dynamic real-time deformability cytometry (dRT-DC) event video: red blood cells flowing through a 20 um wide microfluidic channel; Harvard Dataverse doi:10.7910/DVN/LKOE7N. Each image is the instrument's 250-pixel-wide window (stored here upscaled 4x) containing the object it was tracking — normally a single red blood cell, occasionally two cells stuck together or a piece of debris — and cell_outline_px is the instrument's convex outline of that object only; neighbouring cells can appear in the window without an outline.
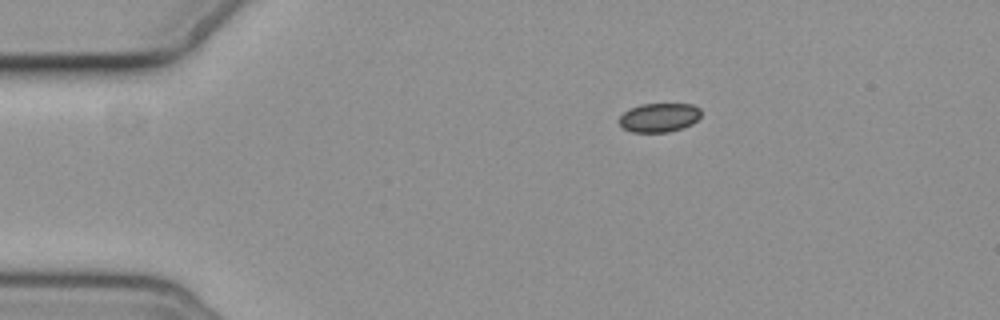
{"species": "common noctule bat (a hibernating species)", "species_latin": "Nyctalus noctula", "temperature_condition": "cold", "stored_images_in_passage": 1, "camera_frame_rate_fps": 3000, "um_per_image_px": 0.085, "animal": {"sex": "female", "body_mass_g": 19.3, "forearm_length_mm": 54.1}, "frame": {"image": 1, "passage_image": 1, "time_ms": 0.0, "image_size_px": [1000, 320], "cell_outline_px": [[700, 116], [692, 124], [668, 132], [632, 132], [624, 128], [616, 120], [624, 112], [640, 104], [692, 104], [700, 108]], "centroid_in_image_um": [56.01, 9.99], "position_along_channel_um": 29.0, "area_um2": 13.76}}